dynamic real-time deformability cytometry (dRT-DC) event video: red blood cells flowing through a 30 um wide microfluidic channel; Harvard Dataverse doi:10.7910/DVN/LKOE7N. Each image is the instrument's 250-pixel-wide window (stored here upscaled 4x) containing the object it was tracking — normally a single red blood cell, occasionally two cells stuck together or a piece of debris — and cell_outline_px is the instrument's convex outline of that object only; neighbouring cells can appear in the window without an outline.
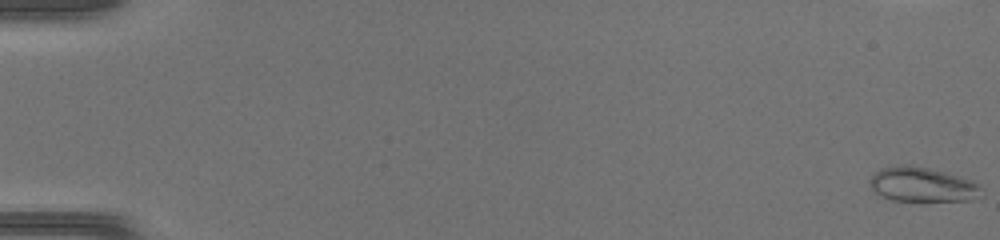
{"species": "common noctule bat (a hibernating species)", "species_latin": "Nyctalus noctula", "temperature_condition": "warm", "stored_images_in_passage": 49, "camera_frame_rate_fps": 3000, "um_per_image_px": 0.085, "animal": {"sex": "female", "body_mass_g": 17.0, "forearm_length_mm": 48.0}, "frame": {"image": 1, "passage_image": 1, "time_ms": 0.0, "image_size_px": [1000, 240], "cell_outline_px": [[984, 196], [972, 200], [920, 204], [892, 200], [876, 192], [872, 188], [868, 180], [880, 168], [896, 164], [908, 164], [928, 168], [944, 172], [972, 180], [980, 184]], "centroid_in_image_um": [78.45, 15.74], "position_along_channel_um": 6.5, "area_um2": 23.64}}
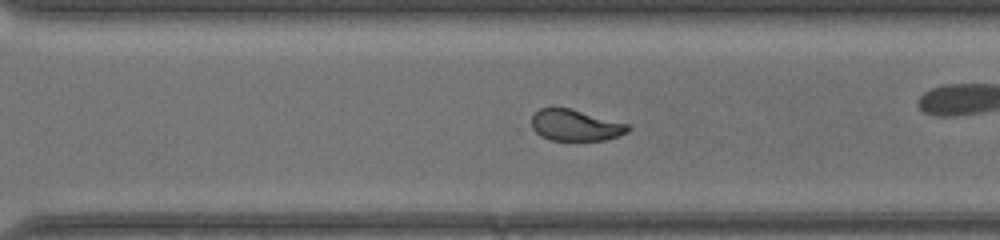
{"frame": {"image": 2, "passage_image": 35, "time_ms": 11.333, "image_size_px": [1000, 240], "cell_outline_px": [[632, 128], [628, 132], [620, 136], [604, 140], [552, 140], [540, 136], [532, 128], [532, 116], [540, 108], [572, 108], [628, 124]], "centroid_in_image_um": [48.94, 10.65], "position_along_channel_um": 321.7, "area_um2": 17.63}}
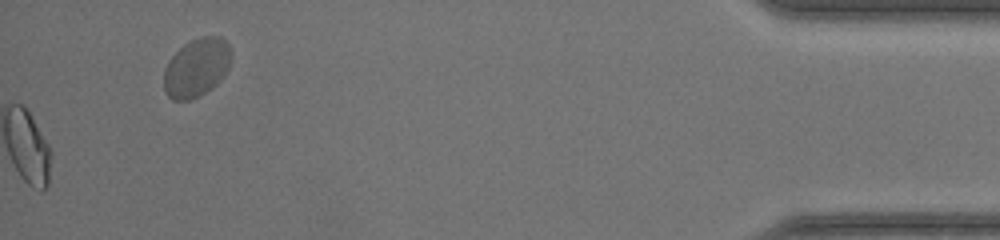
{"frame": {"image": 3, "passage_image": 49, "time_ms": 16.0, "image_size_px": [1000, 240], "cell_outline_px": [[232, 60], [224, 76], [216, 84], [200, 96], [188, 100], [172, 100], [164, 92], [164, 72], [168, 60], [184, 44], [200, 36], [220, 36], [228, 44], [232, 52]], "centroid_in_image_um": [16.72, 5.74], "position_along_channel_um": 418.5, "area_um2": 23.12}}